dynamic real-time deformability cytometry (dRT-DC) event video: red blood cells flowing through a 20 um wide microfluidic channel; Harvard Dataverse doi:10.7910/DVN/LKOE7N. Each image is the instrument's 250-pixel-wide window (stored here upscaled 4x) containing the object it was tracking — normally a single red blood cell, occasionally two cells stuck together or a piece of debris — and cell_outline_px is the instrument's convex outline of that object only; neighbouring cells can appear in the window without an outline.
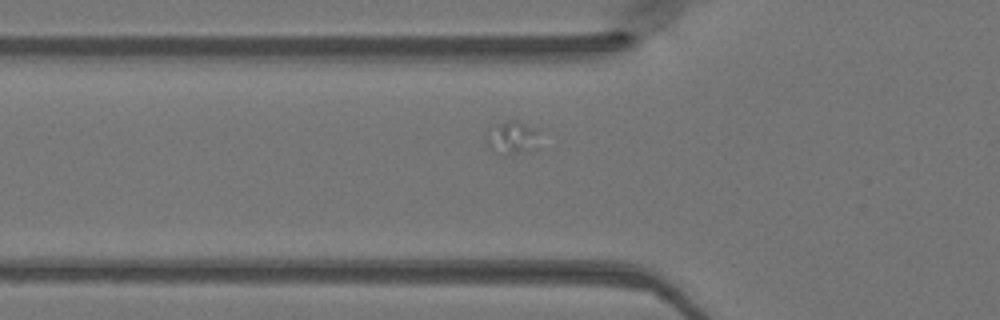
{"species": "Egyptian fruit bat (a non-hibernating species)", "species_latin": "Rousettus aegyptiacus", "temperature_condition": "warm", "stored_images_in_passage": 6, "camera_frame_rate_fps": 3000, "um_per_image_px": 0.085, "animal": {"sex": "female"}, "frame": {"image": 1, "passage_image": 5, "time_ms": 1.333, "image_size_px": [1000, 320], "cell_outline_px": [[540, 148], [504, 156], [488, 148], [488, 140], [500, 124], [508, 120], [516, 120], [540, 128]], "centroid_in_image_um": [43.74, 11.74], "position_along_channel_um": 82.1, "area_um2": 10.17}}